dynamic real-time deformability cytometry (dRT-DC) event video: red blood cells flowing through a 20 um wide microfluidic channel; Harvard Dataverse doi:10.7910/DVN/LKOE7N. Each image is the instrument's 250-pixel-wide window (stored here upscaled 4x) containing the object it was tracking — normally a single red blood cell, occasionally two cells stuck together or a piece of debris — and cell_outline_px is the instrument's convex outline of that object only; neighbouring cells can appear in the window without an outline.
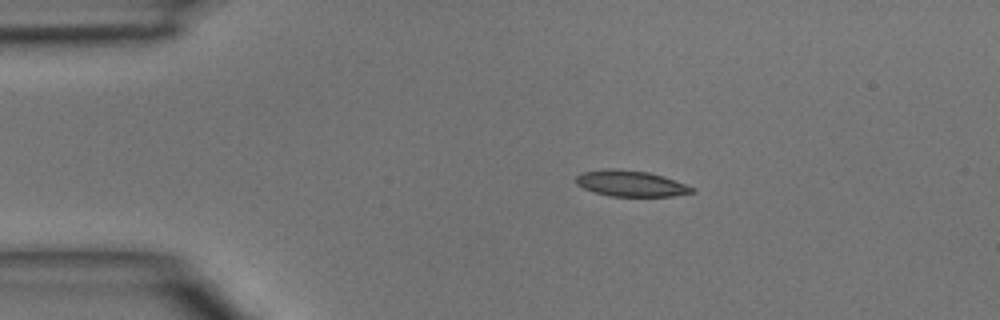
{"species": "common noctule bat (a hibernating species)", "species_latin": "Nyctalus noctula", "temperature_condition": "room temperature", "stored_images_in_passage": 39, "camera_frame_rate_fps": 3000, "um_per_image_px": 0.085, "animal": {"sex": "male", "body_mass_g": 15.6}, "frame": {"image": 1, "passage_image": 1, "time_ms": 0.0, "image_size_px": [1000, 320], "cell_outline_px": [[696, 192], [672, 196], [612, 196], [596, 192], [584, 188], [576, 184], [576, 176], [580, 172], [612, 168], [648, 172], [664, 176], [696, 188]], "centroid_in_image_um": [53.64, 15.59], "position_along_channel_um": 31.4, "area_um2": 17.51}}
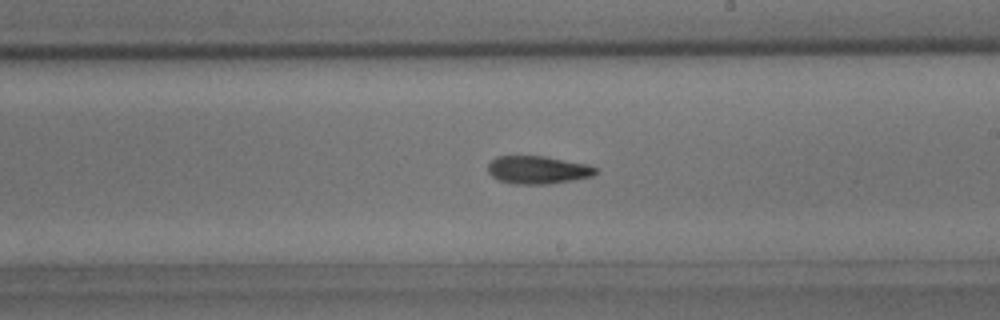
{"frame": {"image": 2, "passage_image": 19, "time_ms": 6.0, "image_size_px": [1000, 320], "cell_outline_px": [[596, 172], [592, 176], [572, 180], [548, 184], [516, 184], [500, 180], [492, 176], [488, 172], [488, 164], [496, 156], [544, 156], [588, 164], [596, 168]], "centroid_in_image_um": [45.7, 14.43], "position_along_channel_um": 243.3, "area_um2": 17.4}}
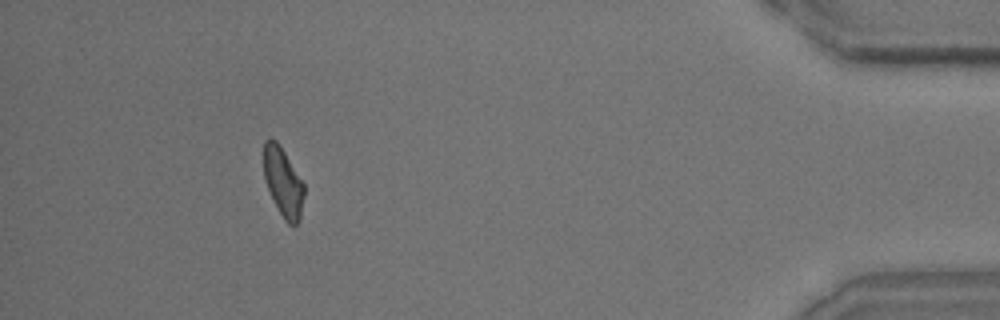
{"frame": {"image": 3, "passage_image": 35, "time_ms": 11.333, "image_size_px": [1000, 320], "cell_outline_px": [[304, 196], [300, 220], [296, 224], [288, 224], [284, 220], [264, 180], [264, 140], [276, 140], [284, 152], [304, 184]], "centroid_in_image_um": [24.07, 15.5], "position_along_channel_um": 411.1, "area_um2": 15.84}}